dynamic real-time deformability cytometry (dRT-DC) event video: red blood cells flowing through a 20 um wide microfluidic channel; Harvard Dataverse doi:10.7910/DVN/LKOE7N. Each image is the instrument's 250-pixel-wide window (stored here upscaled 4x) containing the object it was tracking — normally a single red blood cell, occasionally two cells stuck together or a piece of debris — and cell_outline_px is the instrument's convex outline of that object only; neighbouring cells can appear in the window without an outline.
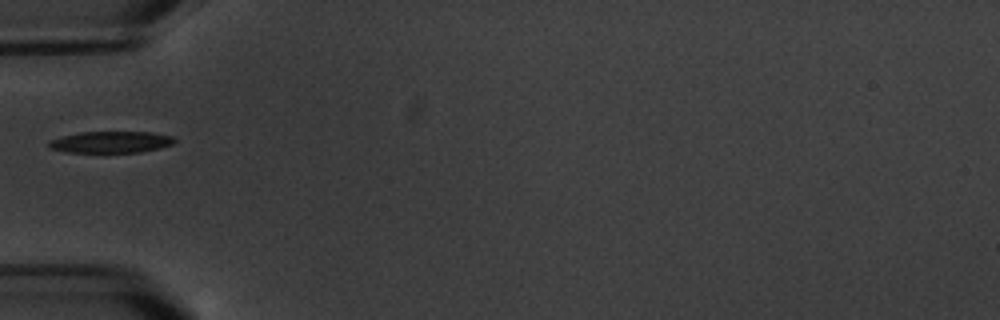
{"species": "common noctule bat (a hibernating species)", "species_latin": "Nyctalus noctula", "temperature_condition": "warm", "stored_images_in_passage": 5, "segment_of_instrument_passage": [2, 2], "camera_frame_rate_fps": 3000, "um_per_image_px": 0.085, "animal": {"sex": "male", "body_mass_g": 20.1, "forearm_length_mm": 53.5}, "frame": {"image": 1, "passage_image": 5, "time_ms": 6.333, "image_size_px": [1000, 320], "cell_outline_px": [[176, 140], [172, 144], [160, 148], [140, 152], [64, 152], [48, 148], [48, 140], [80, 132], [152, 132], [176, 136]], "centroid_in_image_um": [9.44, 12.07], "position_along_channel_um": 75.6, "area_um2": 15.9}}